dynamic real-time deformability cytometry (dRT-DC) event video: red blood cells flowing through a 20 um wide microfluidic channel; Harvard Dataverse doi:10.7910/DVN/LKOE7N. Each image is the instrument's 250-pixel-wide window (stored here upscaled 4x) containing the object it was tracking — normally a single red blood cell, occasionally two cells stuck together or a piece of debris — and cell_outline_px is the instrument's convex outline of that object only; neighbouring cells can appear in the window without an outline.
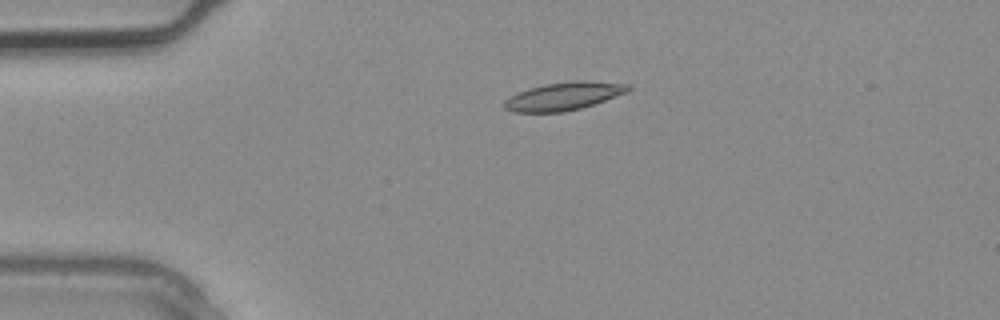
{"species": "common noctule bat (a hibernating species)", "species_latin": "Nyctalus noctula", "temperature_condition": "warm", "stored_images_in_passage": 3, "camera_frame_rate_fps": 3000, "um_per_image_px": 0.085, "animal": {"sex": "male", "body_mass_g": 20.4}, "frame": {"image": 1, "passage_image": 3, "time_ms": 0.667, "image_size_px": [1000, 320], "cell_outline_px": [[632, 88], [628, 92], [580, 108], [564, 112], [516, 112], [504, 108], [504, 100], [516, 92], [528, 88], [544, 84], [572, 80], [588, 80], [628, 84]], "centroid_in_image_um": [47.9, 8.16], "position_along_channel_um": 37.1, "area_um2": 20.29}}